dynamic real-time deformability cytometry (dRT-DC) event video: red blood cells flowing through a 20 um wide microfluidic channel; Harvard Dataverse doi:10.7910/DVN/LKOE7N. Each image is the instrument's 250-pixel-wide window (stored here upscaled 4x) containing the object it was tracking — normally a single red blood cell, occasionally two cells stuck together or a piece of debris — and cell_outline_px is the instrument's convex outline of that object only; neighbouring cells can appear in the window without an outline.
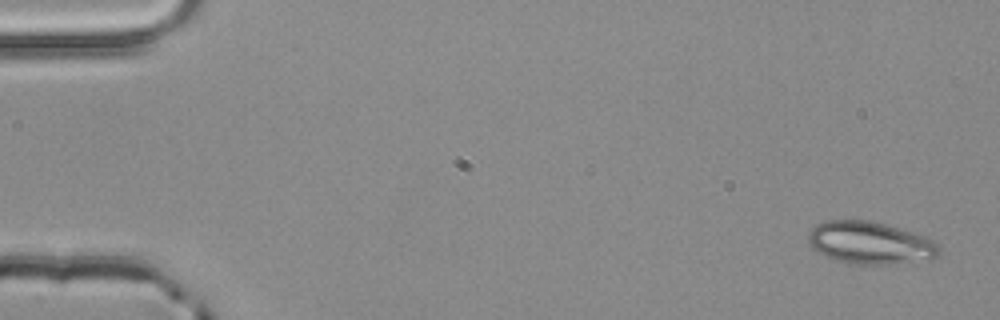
{"species": "common noctule bat (a hibernating species)", "species_latin": "Nyctalus noctula", "temperature_condition": "room temperature", "stored_images_in_passage": 5, "camera_frame_rate_fps": 3000, "um_per_image_px": 0.085, "animal": {"sex": "male", "body_mass_g": 20.4}, "frame": {"image": 1, "passage_image": 1, "time_ms": 0.0, "image_size_px": [1000, 320], "cell_outline_px": [[940, 252], [936, 256], [888, 264], [852, 264], [836, 260], [816, 252], [812, 248], [808, 240], [808, 232], [816, 224], [824, 220], [868, 220], [884, 224], [924, 236], [940, 244]], "centroid_in_image_um": [73.88, 20.62], "position_along_channel_um": 11.1, "area_um2": 31.91}}
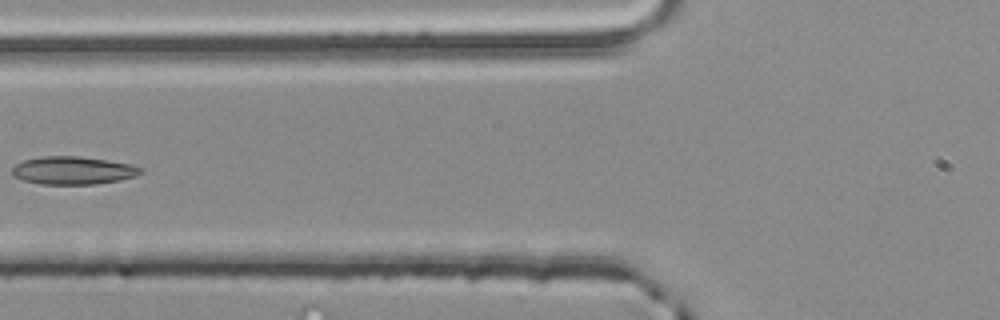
{"frame": {"image": 2, "passage_image": 5, "time_ms": 1.333, "image_size_px": [1000, 320], "cell_outline_px": [[144, 172], [136, 176], [120, 180], [92, 184], [40, 184], [24, 180], [12, 176], [12, 168], [16, 164], [24, 160], [40, 156], [80, 156], [128, 164], [144, 168]], "centroid_in_image_um": [6.2, 14.49], "position_along_channel_um": 119.6, "area_um2": 20.87}}